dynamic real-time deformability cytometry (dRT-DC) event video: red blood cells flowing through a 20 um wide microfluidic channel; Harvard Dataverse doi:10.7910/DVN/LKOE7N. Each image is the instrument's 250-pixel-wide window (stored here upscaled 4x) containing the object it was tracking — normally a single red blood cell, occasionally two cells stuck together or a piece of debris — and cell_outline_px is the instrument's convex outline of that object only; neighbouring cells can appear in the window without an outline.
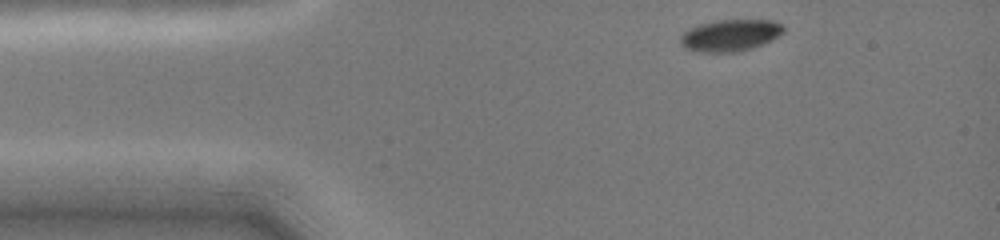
{"species": "common noctule bat (a hibernating species)", "species_latin": "Nyctalus noctula", "temperature_condition": "cold", "stored_images_in_passage": 9, "camera_frame_rate_fps": 3000, "um_per_image_px": 0.085, "animal": {"sex": "female", "body_mass_g": 19.0, "forearm_length_mm": 51.5}, "frame": {"image": 1, "passage_image": 1, "time_ms": 0.0, "image_size_px": [1000, 240], "cell_outline_px": [[784, 32], [752, 48], [736, 52], [704, 52], [688, 48], [680, 40], [680, 36], [684, 32], [700, 24], [716, 20], [772, 20], [780, 24], [784, 28]], "centroid_in_image_um": [62.08, 2.99], "position_along_channel_um": 22.9, "area_um2": 18.5}}
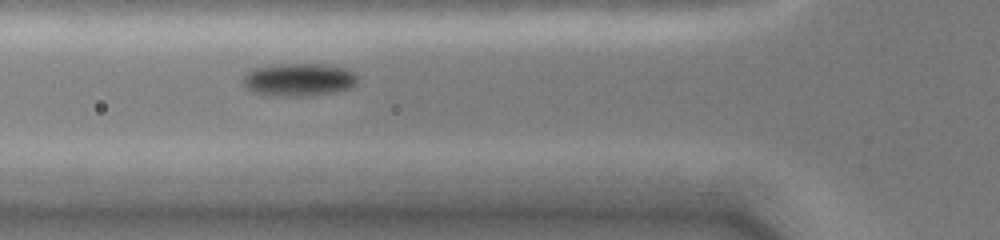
{"frame": {"image": 2, "passage_image": 6, "time_ms": 3.333, "image_size_px": [1000, 240], "cell_outline_px": [[356, 80], [348, 88], [332, 92], [308, 96], [280, 96], [252, 92], [244, 84], [244, 76], [248, 72], [256, 68], [276, 64], [332, 64], [348, 68], [356, 76]], "centroid_in_image_um": [25.41, 6.75], "position_along_channel_um": 100.4, "area_um2": 21.68}}
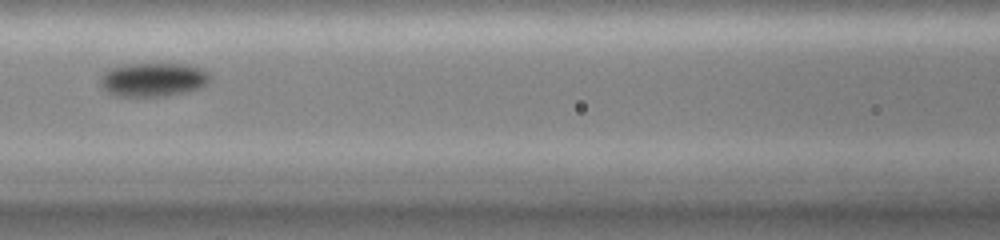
{"frame": {"image": 3, "passage_image": 8, "time_ms": 4.667, "image_size_px": [1000, 240], "cell_outline_px": [[212, 76], [200, 88], [184, 92], [164, 96], [112, 96], [100, 84], [100, 76], [104, 72], [120, 64], [184, 64], [200, 68], [208, 72]], "centroid_in_image_um": [12.98, 6.76], "position_along_channel_um": 153.6, "area_um2": 21.56}}